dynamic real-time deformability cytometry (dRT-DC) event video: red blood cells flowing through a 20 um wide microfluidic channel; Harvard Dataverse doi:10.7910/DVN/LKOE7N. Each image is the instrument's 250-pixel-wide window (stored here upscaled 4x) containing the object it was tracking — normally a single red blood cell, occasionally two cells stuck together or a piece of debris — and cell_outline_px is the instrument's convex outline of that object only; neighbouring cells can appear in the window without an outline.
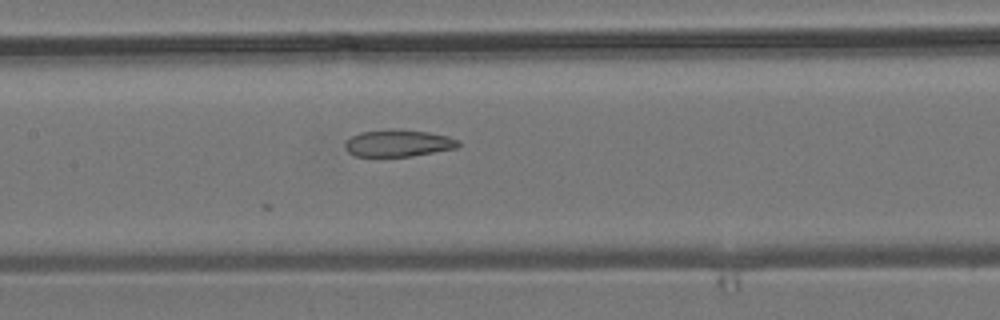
{"species": "common noctule bat (a hibernating species)", "species_latin": "Nyctalus noctula", "temperature_condition": "room temperature", "stored_images_in_passage": 6, "camera_frame_rate_fps": 3000, "um_per_image_px": 0.085, "animal": {"sex": "male", "body_mass_g": 19.2, "forearm_length_mm": 51.8}, "frame": {"image": 1, "passage_image": 6, "time_ms": 7.0, "image_size_px": [1000, 320], "cell_outline_px": [[460, 144], [456, 148], [412, 156], [356, 156], [348, 152], [344, 148], [344, 144], [352, 136], [360, 132], [392, 128], [396, 128], [428, 132], [448, 136], [460, 140]], "centroid_in_image_um": [33.85, 12.15], "position_along_channel_um": 173.5, "area_um2": 17.92}}